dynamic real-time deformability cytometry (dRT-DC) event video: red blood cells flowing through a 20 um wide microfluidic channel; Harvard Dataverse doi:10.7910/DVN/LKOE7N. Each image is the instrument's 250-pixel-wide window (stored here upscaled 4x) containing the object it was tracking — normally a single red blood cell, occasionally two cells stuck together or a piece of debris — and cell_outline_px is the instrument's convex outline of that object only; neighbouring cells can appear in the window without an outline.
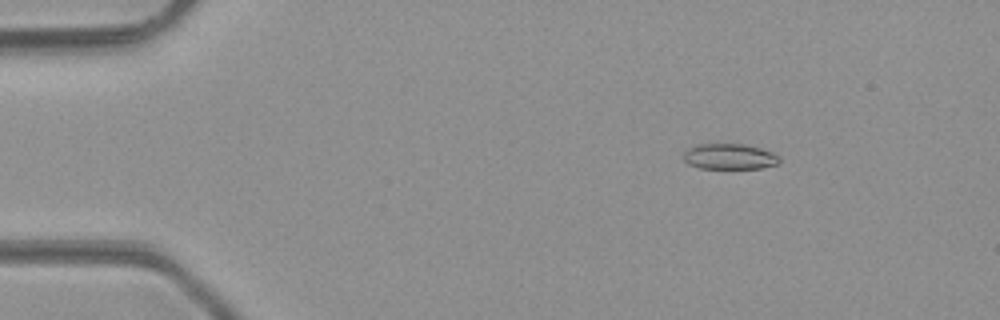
{"species": "common noctule bat (a hibernating species)", "species_latin": "Nyctalus noctula", "temperature_condition": "room temperature", "stored_images_in_passage": 39, "camera_frame_rate_fps": 3000, "um_per_image_px": 0.085, "animal": {"sex": "male", "body_mass_g": 23.1, "forearm_length_mm": 52.7}, "frame": {"image": 1, "passage_image": 2, "time_ms": 0.333, "image_size_px": [1000, 320], "cell_outline_px": [[780, 160], [776, 164], [760, 168], [700, 168], [688, 164], [684, 160], [684, 152], [688, 148], [696, 144], [744, 144], [760, 148], [772, 152], [780, 156]], "centroid_in_image_um": [61.99, 13.3], "position_along_channel_um": 23.0, "area_um2": 14.28}}
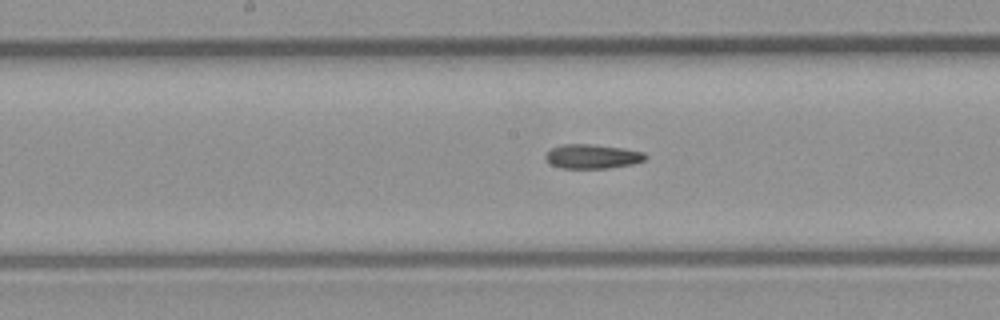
{"frame": {"image": 2, "passage_image": 20, "time_ms": 6.333, "image_size_px": [1000, 320], "cell_outline_px": [[648, 156], [644, 160], [632, 164], [608, 168], [560, 168], [552, 164], [544, 156], [552, 148], [564, 144], [592, 144], [624, 148], [644, 152]], "centroid_in_image_um": [50.38, 13.29], "position_along_channel_um": 197.8, "area_um2": 14.05}}
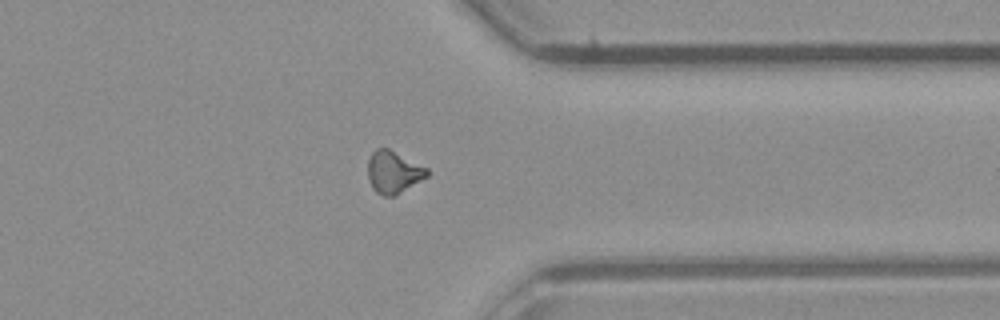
{"frame": {"image": 3, "passage_image": 33, "time_ms": 10.667, "image_size_px": [1000, 320], "cell_outline_px": [[428, 176], [392, 196], [384, 196], [376, 192], [372, 188], [368, 180], [368, 160], [372, 152], [376, 148], [388, 148], [428, 168]], "centroid_in_image_um": [33.41, 14.61], "position_along_channel_um": 378.0, "area_um2": 14.39}}